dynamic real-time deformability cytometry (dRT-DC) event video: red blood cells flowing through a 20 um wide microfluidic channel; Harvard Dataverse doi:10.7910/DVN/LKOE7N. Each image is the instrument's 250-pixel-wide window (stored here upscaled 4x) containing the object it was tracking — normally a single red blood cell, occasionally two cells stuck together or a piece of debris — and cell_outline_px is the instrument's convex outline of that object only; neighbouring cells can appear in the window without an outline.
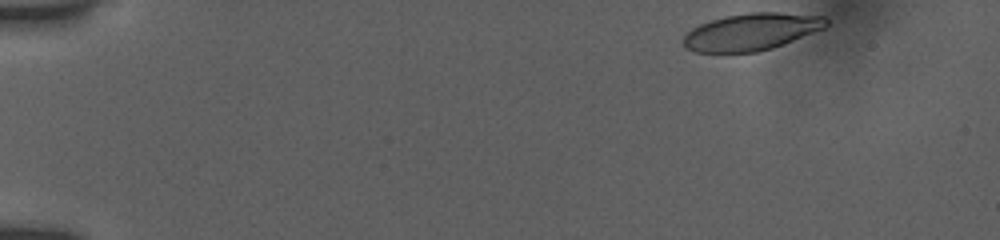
{"species": "human", "species_latin": "Homo sapiens", "temperature_condition": "room temperature", "stored_images_in_passage": 47, "camera_frame_rate_fps": 3000, "um_per_image_px": 0.085, "donor": {"sex": "female"}, "frame": {"image": 1, "passage_image": 1, "time_ms": 0.0, "image_size_px": [1000, 240], "cell_outline_px": [[828, 24], [824, 28], [772, 48], [756, 52], [696, 52], [684, 48], [684, 36], [692, 28], [700, 24], [724, 16], [748, 12], [776, 12], [824, 16], [828, 20]], "centroid_in_image_um": [63.86, 2.7], "position_along_channel_um": 21.1, "area_um2": 30.63}}
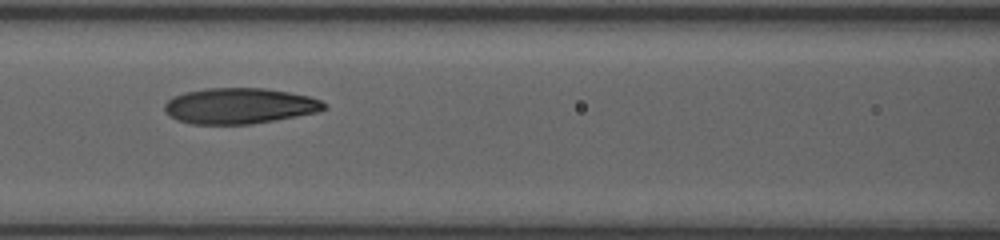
{"frame": {"image": 2, "passage_image": 20, "time_ms": 6.333, "image_size_px": [1000, 240], "cell_outline_px": [[328, 108], [320, 112], [252, 124], [192, 124], [176, 120], [164, 108], [164, 104], [172, 96], [184, 92], [204, 88], [264, 88], [288, 92], [308, 96], [320, 100], [328, 104]], "centroid_in_image_um": [20.38, 9.0], "position_along_channel_um": 146.2, "area_um2": 33.41}}
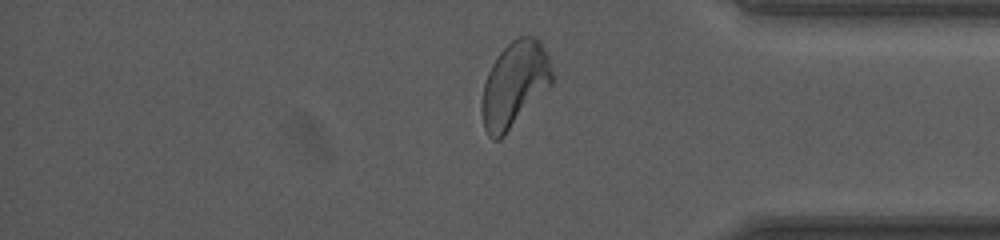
{"frame": {"image": 3, "passage_image": 40, "time_ms": 13.0, "image_size_px": [1000, 240], "cell_outline_px": [[552, 84], [504, 136], [500, 140], [492, 140], [488, 136], [484, 128], [480, 112], [480, 104], [484, 84], [488, 72], [496, 56], [516, 36], [536, 36], [540, 40], [548, 52], [552, 72]], "centroid_in_image_um": [43.72, 7.18], "position_along_channel_um": 391.5, "area_um2": 35.43}, "authors_computed_cell_mechanics": {"area_um2": 33.1772, "velocity_mm_per_s": 3.8646, "shape_relaxation_time_tau1_ms": 3.6422, "shape_relaxation_time_tau2_ms": 1.3998, "deformation_change_tau1": 0.1565, "deformation_change_tau2": 0.0739}}